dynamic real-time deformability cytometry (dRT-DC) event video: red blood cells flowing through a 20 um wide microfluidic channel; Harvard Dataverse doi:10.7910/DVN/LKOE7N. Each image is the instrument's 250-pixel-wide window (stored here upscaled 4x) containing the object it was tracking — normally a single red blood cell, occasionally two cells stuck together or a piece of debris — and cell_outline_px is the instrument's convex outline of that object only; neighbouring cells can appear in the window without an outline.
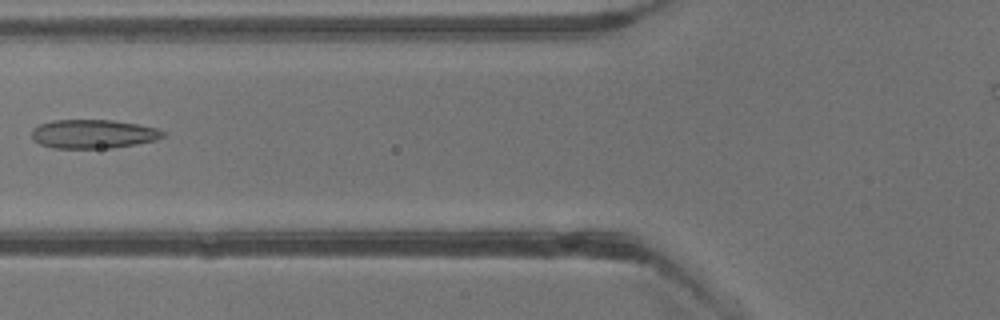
{"species": "common noctule bat (a hibernating species)", "species_latin": "Nyctalus noctula", "temperature_condition": "warm", "stored_images_in_passage": 4, "camera_frame_rate_fps": 3000, "um_per_image_px": 0.085, "animal": {"sex": "male", "body_mass_g": 13.3}, "frame": {"image": 1, "passage_image": 4, "time_ms": 3.333, "image_size_px": [1000, 320], "cell_outline_px": [[168, 136], [156, 140], [136, 144], [112, 148], [52, 148], [40, 144], [32, 140], [32, 128], [40, 124], [52, 120], [112, 120], [136, 124], [156, 128], [168, 132]], "centroid_in_image_um": [7.95, 11.39], "position_along_channel_um": 117.9, "area_um2": 22.31}}